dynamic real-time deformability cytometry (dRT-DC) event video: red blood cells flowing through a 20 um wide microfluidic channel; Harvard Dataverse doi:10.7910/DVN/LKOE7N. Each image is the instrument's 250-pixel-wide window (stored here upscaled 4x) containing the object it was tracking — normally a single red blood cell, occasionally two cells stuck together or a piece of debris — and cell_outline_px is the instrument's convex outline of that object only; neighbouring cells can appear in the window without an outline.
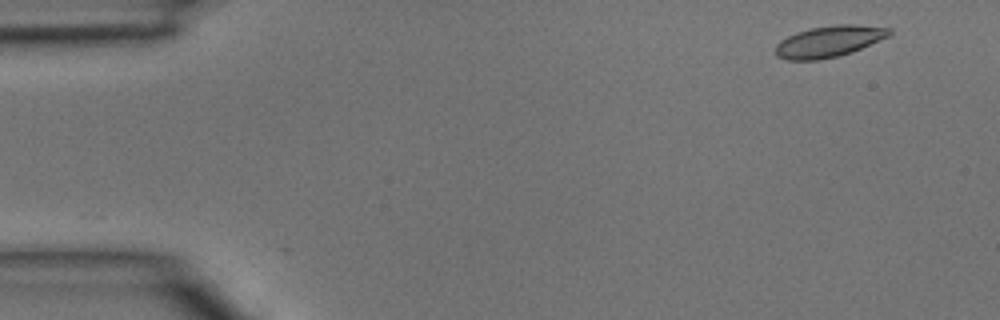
{"species": "common noctule bat (a hibernating species)", "species_latin": "Nyctalus noctula", "temperature_condition": "room temperature", "stored_images_in_passage": 3, "camera_frame_rate_fps": 3000, "um_per_image_px": 0.085, "animal": {"sex": "male", "body_mass_g": 15.6}, "frame": {"image": 1, "passage_image": 3, "time_ms": 0.667, "image_size_px": [1000, 320], "cell_outline_px": [[892, 32], [888, 36], [852, 52], [840, 56], [820, 60], [788, 60], [776, 56], [776, 44], [780, 40], [796, 32], [812, 28], [836, 24], [856, 24], [892, 28]], "centroid_in_image_um": [70.46, 3.52], "position_along_channel_um": 14.5, "area_um2": 20.81}}